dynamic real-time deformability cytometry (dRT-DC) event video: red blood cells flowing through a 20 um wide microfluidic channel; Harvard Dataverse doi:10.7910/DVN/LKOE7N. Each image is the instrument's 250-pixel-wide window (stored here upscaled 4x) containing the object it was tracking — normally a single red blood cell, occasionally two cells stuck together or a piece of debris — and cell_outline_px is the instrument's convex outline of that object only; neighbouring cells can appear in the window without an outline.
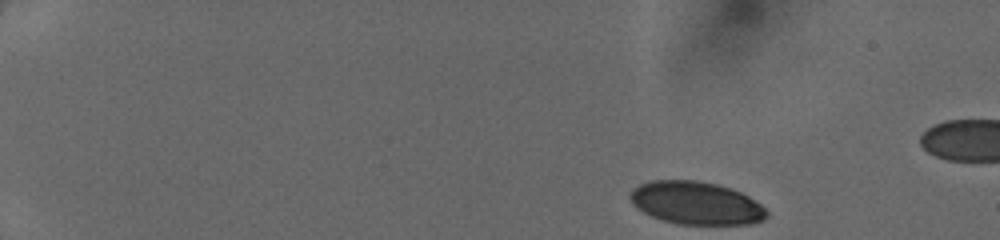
{"species": "human", "species_latin": "Homo sapiens", "temperature_condition": "cold", "stored_images_in_passage": 43, "camera_frame_rate_fps": 3000, "um_per_image_px": 0.085, "donor": {"sex": "female"}, "frame": {"image": 1, "passage_image": 1, "time_ms": 0.0, "image_size_px": [1000, 240], "cell_outline_px": [[768, 216], [764, 220], [752, 224], [676, 224], [652, 216], [636, 208], [628, 196], [632, 188], [648, 180], [696, 180], [716, 184], [732, 188], [748, 196], [760, 204], [768, 212]], "centroid_in_image_um": [59.16, 17.25], "position_along_channel_um": 25.8, "area_um2": 34.28}}
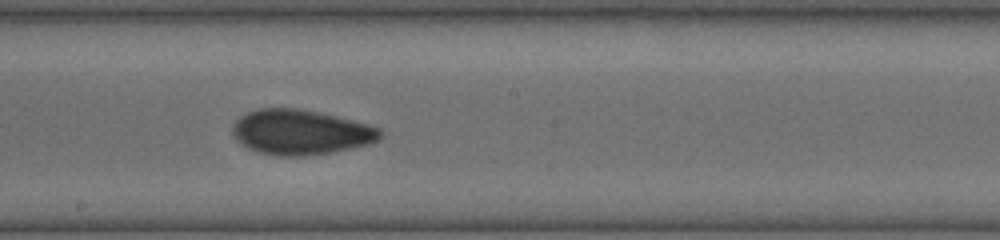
{"frame": {"image": 2, "passage_image": 24, "time_ms": 7.667, "image_size_px": [1000, 240], "cell_outline_px": [[384, 136], [372, 144], [332, 152], [304, 156], [276, 156], [256, 152], [240, 144], [232, 136], [232, 124], [240, 116], [248, 112], [260, 108], [296, 108], [336, 116], [368, 124], [380, 128], [384, 132]], "centroid_in_image_um": [25.55, 11.25], "position_along_channel_um": 222.6, "area_um2": 39.13}}
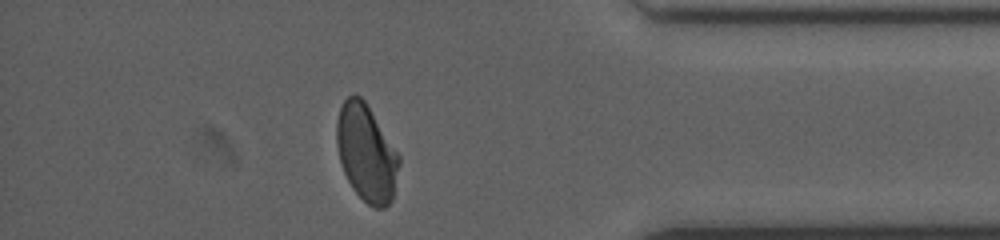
{"frame": {"image": 3, "passage_image": 38, "time_ms": 12.333, "image_size_px": [1000, 240], "cell_outline_px": [[400, 164], [392, 200], [384, 208], [376, 208], [368, 204], [352, 188], [344, 172], [340, 160], [336, 144], [336, 124], [340, 108], [344, 100], [348, 96], [360, 96], [364, 100], [400, 156]], "centroid_in_image_um": [31.14, 13.02], "position_along_channel_um": 404.1, "area_um2": 34.85}}